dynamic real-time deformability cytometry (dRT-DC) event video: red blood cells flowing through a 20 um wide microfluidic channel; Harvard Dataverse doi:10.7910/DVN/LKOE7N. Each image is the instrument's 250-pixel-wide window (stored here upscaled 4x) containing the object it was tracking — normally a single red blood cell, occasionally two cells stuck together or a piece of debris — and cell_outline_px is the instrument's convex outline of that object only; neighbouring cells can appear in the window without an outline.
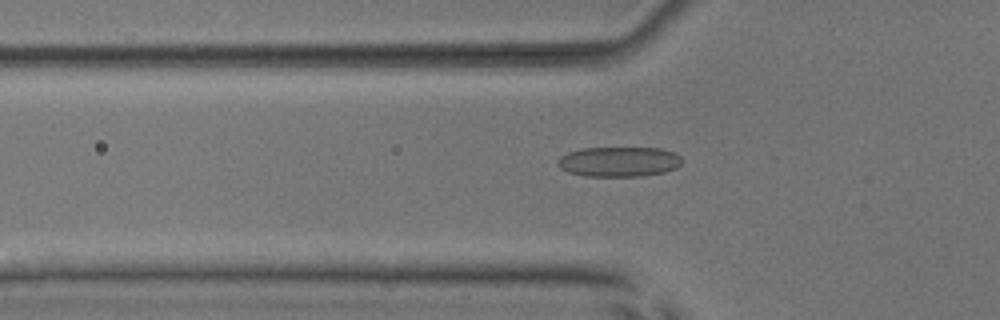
{"species": "common noctule bat (a hibernating species)", "species_latin": "Nyctalus noctula", "temperature_condition": "room temperature", "stored_images_in_passage": 26, "camera_frame_rate_fps": 3000, "um_per_image_px": 0.085, "animal": {"sex": "male", "body_mass_g": 17.9, "forearm_length_mm": 54.2}, "frame": {"image": 1, "passage_image": 10, "time_ms": 3.0, "image_size_px": [1000, 320], "cell_outline_px": [[680, 164], [676, 168], [664, 172], [640, 176], [584, 176], [568, 172], [560, 168], [556, 164], [556, 160], [560, 156], [568, 152], [580, 148], [660, 148], [676, 152], [680, 156]], "centroid_in_image_um": [52.57, 13.74], "position_along_channel_um": 73.2, "area_um2": 21.85}}
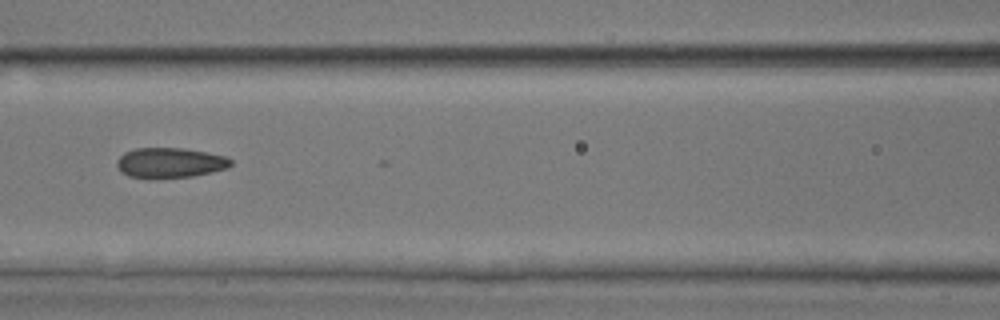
{"frame": {"image": 2, "passage_image": 16, "time_ms": 5.0, "image_size_px": [1000, 320], "cell_outline_px": [[232, 164], [228, 168], [212, 172], [192, 176], [128, 176], [120, 172], [116, 164], [116, 160], [124, 152], [136, 148], [184, 148], [228, 156], [232, 160]], "centroid_in_image_um": [14.48, 13.8], "position_along_channel_um": 152.1, "area_um2": 19.65}}
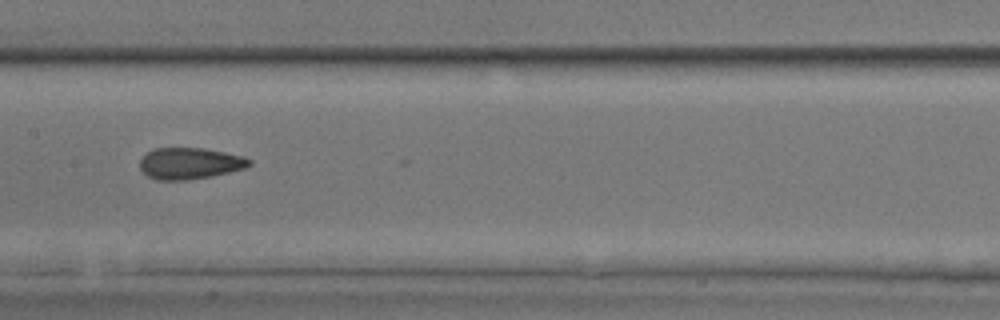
{"frame": {"image": 3, "passage_image": 19, "time_ms": 6.0, "image_size_px": [1000, 320], "cell_outline_px": [[252, 164], [244, 168], [212, 176], [184, 180], [160, 180], [148, 176], [140, 168], [140, 160], [152, 148], [204, 148], [244, 156], [252, 160]], "centroid_in_image_um": [16.15, 13.88], "position_along_channel_um": 191.3, "area_um2": 19.94}}